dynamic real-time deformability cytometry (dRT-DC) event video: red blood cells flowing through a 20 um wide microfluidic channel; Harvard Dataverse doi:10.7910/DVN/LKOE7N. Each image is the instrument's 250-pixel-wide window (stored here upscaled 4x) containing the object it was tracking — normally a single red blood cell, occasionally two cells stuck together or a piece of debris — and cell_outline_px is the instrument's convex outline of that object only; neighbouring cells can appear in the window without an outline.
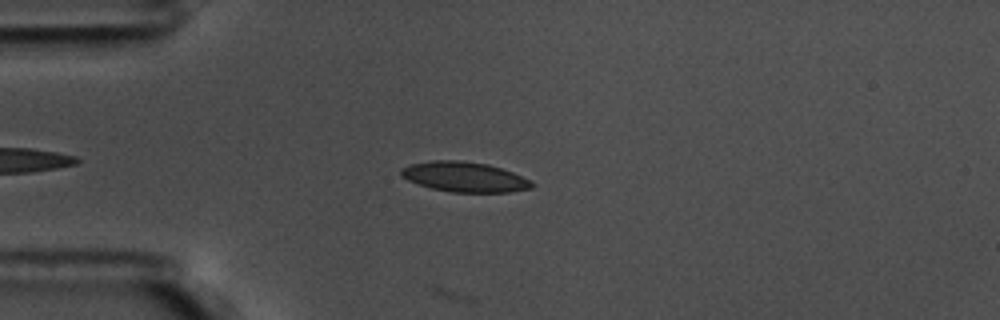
{"species": "common noctule bat (a hibernating species)", "species_latin": "Nyctalus noctula", "temperature_condition": "warm", "stored_images_in_passage": 49, "camera_frame_rate_fps": 3000, "um_per_image_px": 0.085, "animal": {"sex": "male", "body_mass_g": 17.5, "forearm_length_mm": 52.3}, "frame": {"image": 1, "passage_image": 10, "time_ms": 3.0, "image_size_px": [1000, 320], "cell_outline_px": [[532, 184], [524, 188], [500, 192], [464, 192], [436, 188], [412, 180], [404, 176], [404, 172], [408, 168], [416, 164], [480, 164], [496, 168], [508, 172]], "centroid_in_image_um": [39.55, 15.11], "position_along_channel_um": 45.5, "area_um2": 19.13}}
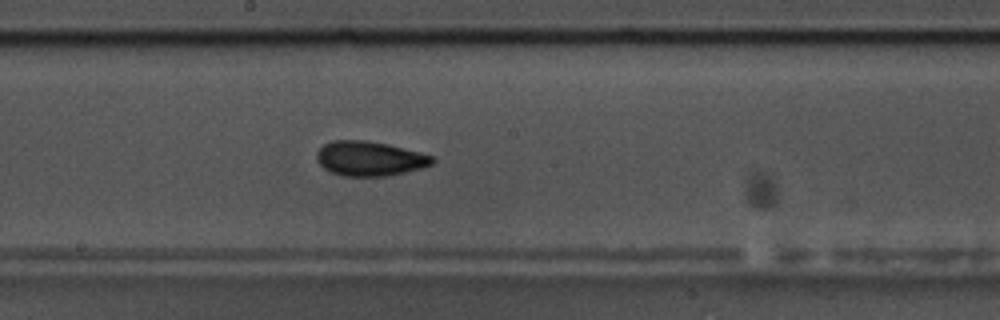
{"frame": {"image": 2, "passage_image": 26, "time_ms": 8.333, "image_size_px": [1000, 320], "cell_outline_px": [[432, 160], [428, 164], [396, 172], [336, 172], [328, 168], [320, 160], [320, 152], [328, 144], [380, 144], [428, 156]], "centroid_in_image_um": [31.45, 13.46], "position_along_channel_um": 216.7, "area_um2": 18.15}}
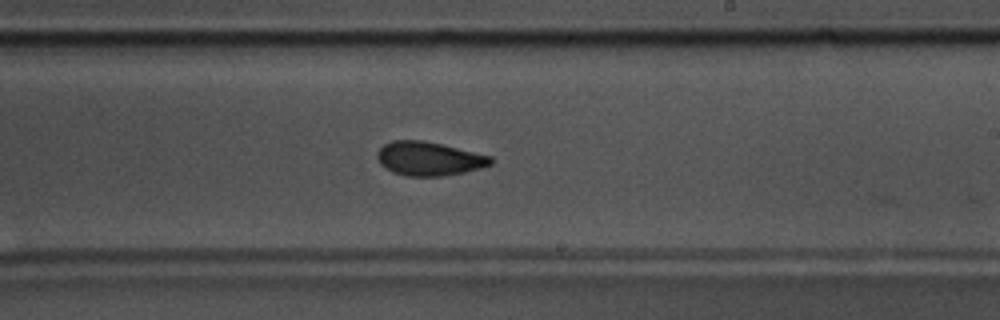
{"frame": {"image": 3, "passage_image": 29, "time_ms": 9.333, "image_size_px": [1000, 320], "cell_outline_px": [[492, 160], [488, 164], [456, 172], [396, 172], [388, 168], [380, 160], [380, 152], [388, 144], [404, 140], [408, 140], [436, 144], [488, 156]], "centroid_in_image_um": [36.46, 13.42], "position_along_channel_um": 252.5, "area_um2": 18.73}, "authors_computed_cell_mechanics": {"area_um2": 18.9006, "velocity_mm_per_s": 3.5783, "shape_relaxation_time_tau1_ms": null, "shape_relaxation_time_tau2_ms": 2.5718, "deformation_change_tau1": null, "deformation_change_tau2": 0.0793}}